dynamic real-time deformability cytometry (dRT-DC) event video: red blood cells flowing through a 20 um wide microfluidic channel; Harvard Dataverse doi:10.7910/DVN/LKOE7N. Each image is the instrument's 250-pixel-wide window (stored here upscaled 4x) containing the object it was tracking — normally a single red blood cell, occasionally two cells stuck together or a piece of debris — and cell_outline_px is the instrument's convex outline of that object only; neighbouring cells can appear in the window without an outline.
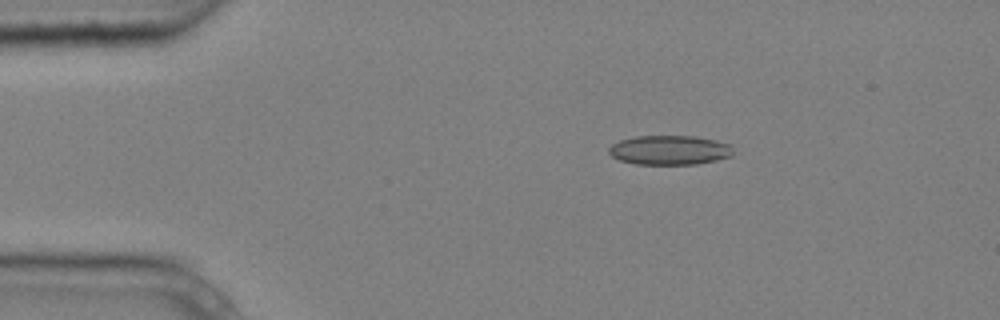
{"species": "common noctule bat (a hibernating species)", "species_latin": "Nyctalus noctula", "temperature_condition": "cold", "stored_images_in_passage": 8, "camera_frame_rate_fps": 3000, "um_per_image_px": 0.085, "animal": {"sex": "male", "body_mass_g": 20.4}, "frame": {"image": 1, "passage_image": 3, "time_ms": 0.667, "image_size_px": [1000, 320], "cell_outline_px": [[732, 156], [716, 160], [696, 164], [636, 164], [620, 160], [612, 156], [608, 152], [608, 148], [612, 144], [620, 140], [636, 136], [692, 136], [716, 140], [732, 144]], "centroid_in_image_um": [56.92, 12.75], "position_along_channel_um": 28.1, "area_um2": 21.33}}
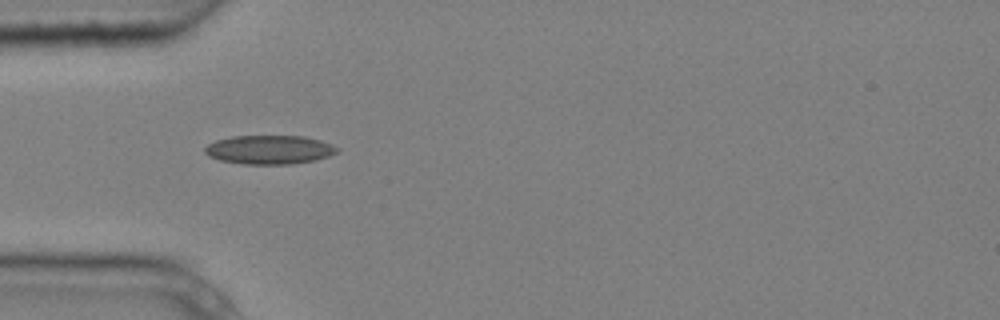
{"frame": {"image": 2, "passage_image": 5, "time_ms": 1.333, "image_size_px": [1000, 320], "cell_outline_px": [[340, 148], [336, 152], [328, 156], [316, 160], [292, 164], [244, 164], [220, 160], [208, 156], [204, 152], [204, 148], [208, 144], [216, 140], [232, 136], [304, 136], [320, 140], [332, 144]], "centroid_in_image_um": [22.89, 12.72], "position_along_channel_um": 62.1, "area_um2": 22.31}}
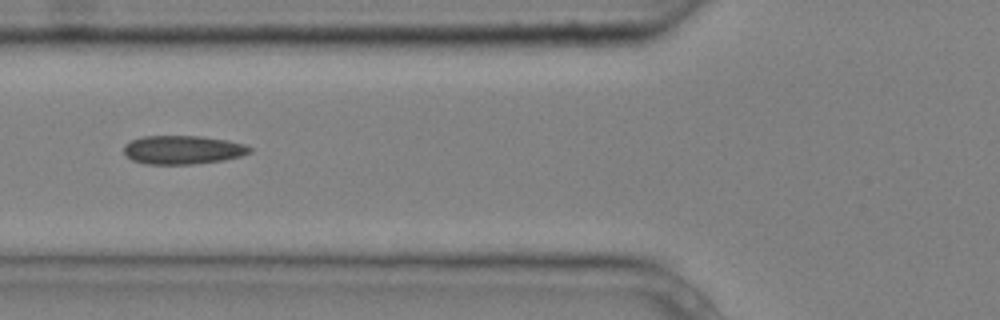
{"frame": {"image": 3, "passage_image": 6, "time_ms": 1.667, "image_size_px": [1000, 320], "cell_outline_px": [[252, 152], [240, 156], [224, 160], [192, 164], [144, 164], [132, 160], [124, 152], [124, 144], [132, 140], [144, 136], [200, 136], [228, 140], [244, 144], [252, 148]], "centroid_in_image_um": [15.55, 12.73], "position_along_channel_um": 110.3, "area_um2": 21.04}}